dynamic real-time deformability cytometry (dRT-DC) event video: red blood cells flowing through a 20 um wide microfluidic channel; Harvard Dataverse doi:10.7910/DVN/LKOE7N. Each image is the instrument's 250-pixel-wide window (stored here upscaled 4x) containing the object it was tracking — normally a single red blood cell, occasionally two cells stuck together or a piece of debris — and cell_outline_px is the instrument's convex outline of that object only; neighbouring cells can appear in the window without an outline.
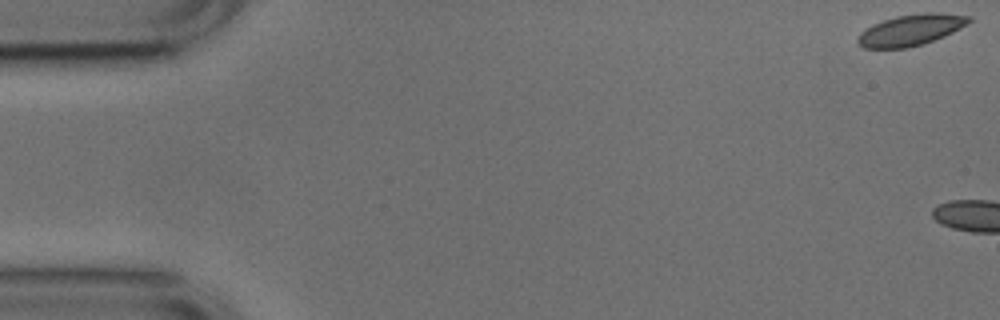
{"species": "common noctule bat (a hibernating species)", "species_latin": "Nyctalus noctula", "temperature_condition": "cold", "stored_images_in_passage": 4, "camera_frame_rate_fps": 3000, "um_per_image_px": 0.085, "animal": {"sex": "male", "body_mass_g": 17.9, "forearm_length_mm": 54.2}, "frame": {"image": 1, "passage_image": 1, "time_ms": 0.0, "image_size_px": [1000, 320], "cell_outline_px": [[972, 20], [968, 24], [944, 36], [924, 44], [908, 48], [864, 48], [856, 44], [856, 36], [860, 32], [872, 24], [896, 16], [924, 12], [936, 12], [972, 16]], "centroid_in_image_um": [77.4, 2.55], "position_along_channel_um": 7.6, "area_um2": 20.46}}